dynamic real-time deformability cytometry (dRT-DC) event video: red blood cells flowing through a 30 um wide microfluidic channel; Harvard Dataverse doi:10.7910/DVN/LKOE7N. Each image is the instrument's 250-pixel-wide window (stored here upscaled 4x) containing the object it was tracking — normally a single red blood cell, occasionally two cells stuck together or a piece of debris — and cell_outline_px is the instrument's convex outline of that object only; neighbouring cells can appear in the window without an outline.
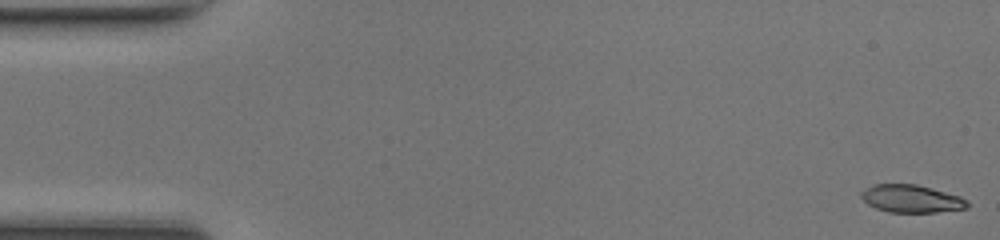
{"species": "common noctule bat (a hibernating species)", "species_latin": "Nyctalus noctula", "temperature_condition": "room temperature", "stored_images_in_passage": 48, "camera_frame_rate_fps": 3000, "um_per_image_px": 0.085, "animal": {"sex": "female", "body_mass_g": 17.0, "forearm_length_mm": 48.0}, "frame": {"image": 1, "passage_image": 1, "time_ms": 0.0, "image_size_px": [1000, 240], "cell_outline_px": [[968, 208], [936, 212], [888, 212], [876, 208], [868, 204], [860, 196], [860, 192], [872, 184], [916, 184], [960, 196], [968, 200]], "centroid_in_image_um": [77.45, 16.89], "position_along_channel_um": 7.5, "area_um2": 17.11}}
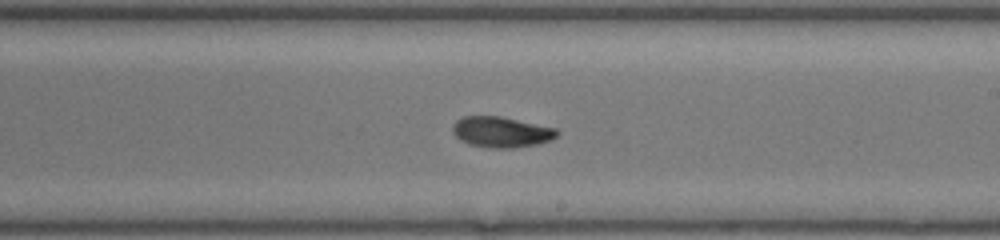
{"frame": {"image": 2, "passage_image": 28, "time_ms": 9.0, "image_size_px": [1000, 240], "cell_outline_px": [[560, 132], [556, 136], [548, 140], [536, 144], [512, 148], [488, 148], [468, 144], [460, 140], [452, 132], [452, 124], [456, 120], [464, 116], [500, 116], [556, 128]], "centroid_in_image_um": [42.56, 11.22], "position_along_channel_um": 246.4, "area_um2": 18.67}}
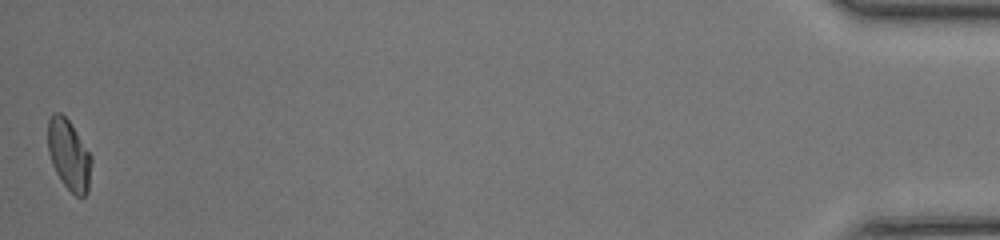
{"frame": {"image": 3, "passage_image": 48, "time_ms": 15.667, "image_size_px": [1000, 240], "cell_outline_px": [[92, 160], [88, 192], [84, 196], [76, 196], [64, 184], [56, 172], [52, 164], [48, 152], [48, 120], [52, 112], [60, 112], [68, 120], [92, 156]], "centroid_in_image_um": [5.85, 13.16], "position_along_channel_um": 429.3, "area_um2": 17.74}, "authors_computed_cell_mechanics": {"area_um2": 18.4671, "velocity_mm_per_s": 4.2981, "shape_relaxation_time_tau1_ms": 6.0884, "shape_relaxation_time_tau2_ms": 2.9673, "deformation_change_tau1": 0.1984, "deformation_change_tau2": 0.0752}}